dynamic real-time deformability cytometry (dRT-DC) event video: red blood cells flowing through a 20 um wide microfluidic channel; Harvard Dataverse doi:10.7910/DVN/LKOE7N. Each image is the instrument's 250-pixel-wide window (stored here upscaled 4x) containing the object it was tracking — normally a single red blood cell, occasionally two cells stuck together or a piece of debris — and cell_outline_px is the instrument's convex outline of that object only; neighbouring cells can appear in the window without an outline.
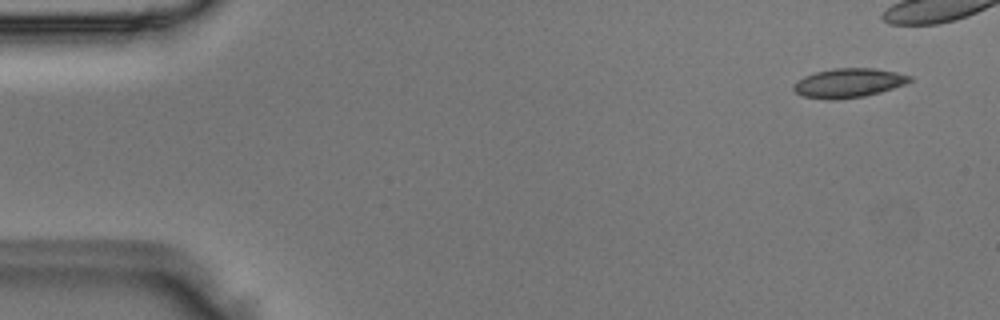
{"species": "Egyptian fruit bat (a non-hibernating species)", "species_latin": "Rousettus aegyptiacus", "temperature_condition": "room temperature", "stored_images_in_passage": 3, "camera_frame_rate_fps": 3000, "um_per_image_px": 0.085, "animal": {"sex": "male"}, "frame": {"image": 1, "passage_image": 1, "time_ms": 0.0, "image_size_px": [1000, 320], "cell_outline_px": [[912, 80], [904, 84], [880, 92], [864, 96], [832, 100], [828, 100], [804, 96], [796, 92], [792, 88], [792, 84], [796, 80], [804, 76], [816, 72], [832, 68], [876, 68], [896, 72], [912, 76]], "centroid_in_image_um": [72.1, 7.04], "position_along_channel_um": 12.9, "area_um2": 19.77}}